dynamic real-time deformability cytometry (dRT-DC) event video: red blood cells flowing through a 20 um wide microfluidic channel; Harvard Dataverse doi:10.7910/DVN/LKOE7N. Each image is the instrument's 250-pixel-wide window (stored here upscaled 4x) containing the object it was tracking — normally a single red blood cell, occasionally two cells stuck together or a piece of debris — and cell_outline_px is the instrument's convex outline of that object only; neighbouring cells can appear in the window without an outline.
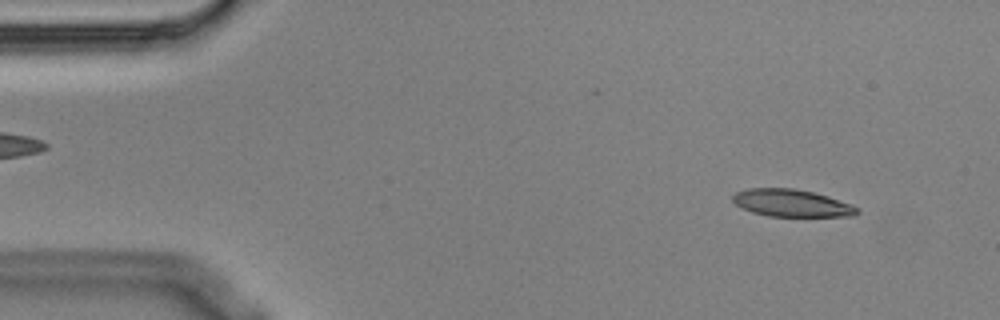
{"species": "Egyptian fruit bat (a non-hibernating species)", "species_latin": "Rousettus aegyptiacus", "temperature_condition": "cold", "stored_images_in_passage": 3, "camera_frame_rate_fps": 3000, "um_per_image_px": 0.085, "animal": {"sex": "male"}, "frame": {"image": 1, "passage_image": 3, "time_ms": 0.667, "image_size_px": [1000, 320], "cell_outline_px": [[860, 212], [856, 216], [768, 216], [752, 212], [736, 204], [732, 200], [732, 196], [736, 192], [748, 188], [792, 188], [812, 192], [828, 196], [852, 204], [860, 208]], "centroid_in_image_um": [67.33, 17.26], "position_along_channel_um": 17.7, "area_um2": 19.83}}